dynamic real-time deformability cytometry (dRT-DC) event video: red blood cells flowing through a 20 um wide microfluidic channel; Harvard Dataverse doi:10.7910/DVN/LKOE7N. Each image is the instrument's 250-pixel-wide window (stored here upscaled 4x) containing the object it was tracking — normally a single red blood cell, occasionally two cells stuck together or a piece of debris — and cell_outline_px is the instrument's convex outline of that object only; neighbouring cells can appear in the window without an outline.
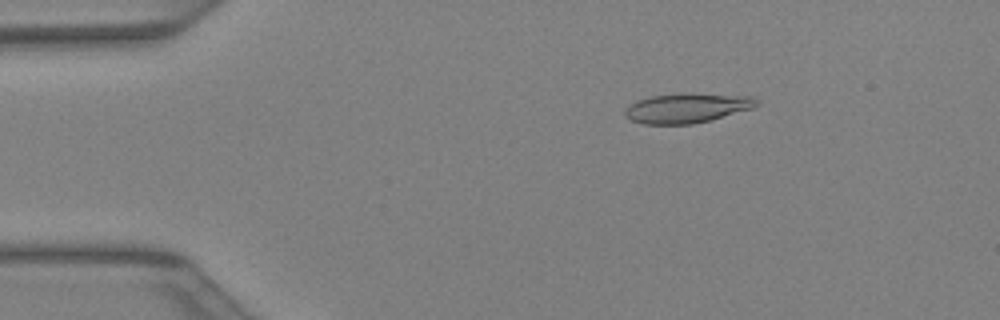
{"species": "Egyptian fruit bat (a non-hibernating species)", "species_latin": "Rousettus aegyptiacus", "temperature_condition": "warm", "stored_images_in_passage": 41, "camera_frame_rate_fps": 3000, "um_per_image_px": 0.085, "animal": {"sex": "female"}, "frame": {"image": 1, "passage_image": 7, "time_ms": 2.0, "image_size_px": [1000, 320], "cell_outline_px": [[760, 104], [752, 108], [712, 120], [692, 124], [644, 124], [632, 120], [624, 116], [624, 112], [636, 100], [652, 96], [680, 92], [692, 92], [752, 96], [760, 100]], "centroid_in_image_um": [58.45, 9.16], "position_along_channel_um": 26.5, "area_um2": 23.18}}
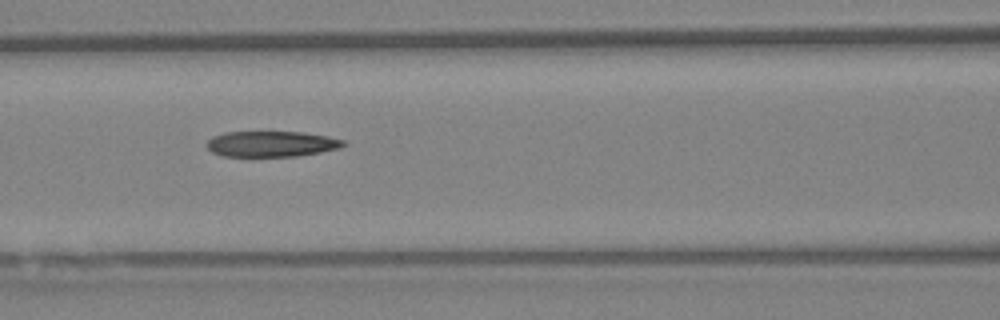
{"frame": {"image": 2, "passage_image": 18, "time_ms": 5.667, "image_size_px": [1000, 320], "cell_outline_px": [[348, 144], [340, 148], [320, 152], [296, 156], [224, 156], [212, 152], [204, 144], [212, 136], [224, 132], [304, 132], [328, 136], [344, 140]], "centroid_in_image_um": [23.08, 12.23], "position_along_channel_um": 143.5, "area_um2": 20.58}}
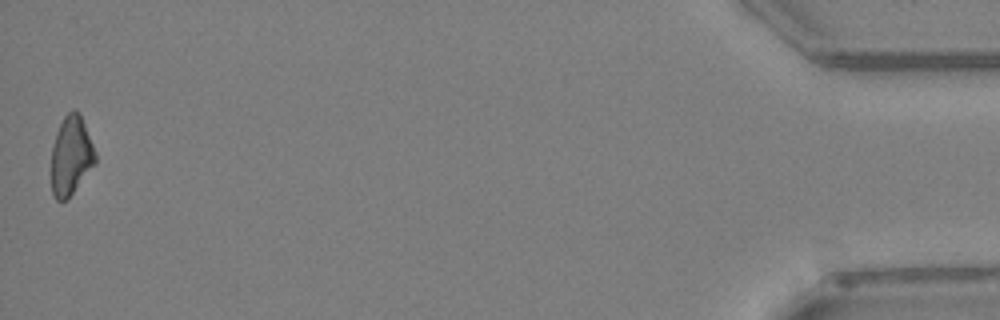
{"frame": {"image": 3, "passage_image": 41, "time_ms": 13.333, "image_size_px": [1000, 320], "cell_outline_px": [[96, 164], [68, 200], [56, 200], [52, 192], [52, 148], [56, 132], [64, 116], [72, 108], [76, 108], [80, 112], [96, 152]], "centroid_in_image_um": [6.06, 13.22], "position_along_channel_um": 429.1, "area_um2": 20.58}}